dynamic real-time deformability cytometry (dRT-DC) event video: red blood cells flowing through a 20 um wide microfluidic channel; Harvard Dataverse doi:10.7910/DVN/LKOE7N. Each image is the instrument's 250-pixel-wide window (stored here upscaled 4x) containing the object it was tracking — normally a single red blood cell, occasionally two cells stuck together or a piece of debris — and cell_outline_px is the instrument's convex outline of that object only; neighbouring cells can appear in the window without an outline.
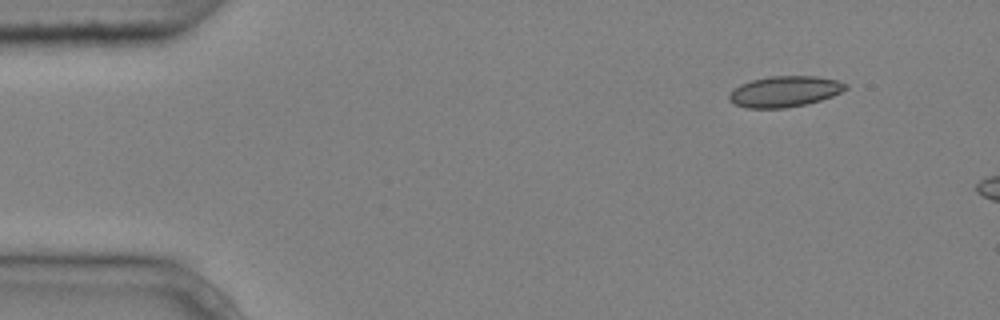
{"species": "common noctule bat (a hibernating species)", "species_latin": "Nyctalus noctula", "temperature_condition": "cold", "stored_images_in_passage": 3, "camera_frame_rate_fps": 3000, "um_per_image_px": 0.085, "animal": {"sex": "male", "body_mass_g": 20.4}, "frame": {"image": 1, "passage_image": 1, "time_ms": 0.0, "image_size_px": [1000, 320], "cell_outline_px": [[848, 88], [832, 96], [820, 100], [804, 104], [784, 108], [748, 108], [732, 104], [728, 100], [728, 96], [740, 84], [752, 80], [768, 76], [816, 76], [836, 80], [848, 84]], "centroid_in_image_um": [66.68, 7.77], "position_along_channel_um": 18.3, "area_um2": 20.87}}